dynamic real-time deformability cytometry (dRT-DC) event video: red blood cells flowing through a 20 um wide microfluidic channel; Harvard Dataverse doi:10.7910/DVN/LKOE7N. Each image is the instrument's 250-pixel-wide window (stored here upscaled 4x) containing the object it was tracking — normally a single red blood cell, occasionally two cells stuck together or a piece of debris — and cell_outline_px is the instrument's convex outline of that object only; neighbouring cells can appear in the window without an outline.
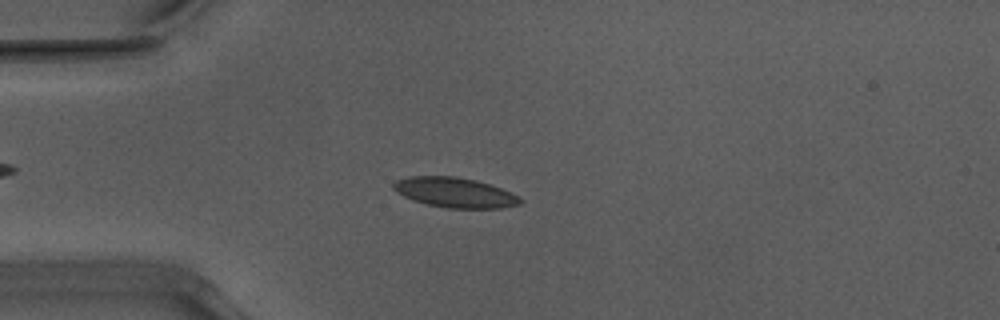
{"species": "Egyptian fruit bat (a non-hibernating species)", "species_latin": "Rousettus aegyptiacus", "temperature_condition": "warm", "stored_images_in_passage": 52, "camera_frame_rate_fps": 3000, "um_per_image_px": 0.085, "animal": {"sex": "male"}, "frame": {"image": 1, "passage_image": 14, "time_ms": 4.333, "image_size_px": [1000, 320], "cell_outline_px": [[524, 200], [520, 204], [500, 208], [448, 208], [428, 204], [412, 200], [396, 192], [392, 188], [392, 184], [396, 180], [408, 176], [456, 176], [476, 180], [500, 188]], "centroid_in_image_um": [38.61, 16.36], "position_along_channel_um": 46.4, "area_um2": 22.02}}
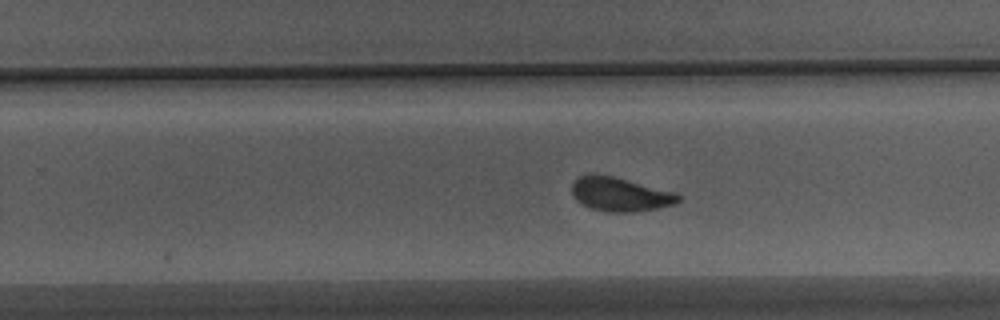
{"frame": {"image": 2, "passage_image": 33, "time_ms": 10.667, "image_size_px": [1000, 320], "cell_outline_px": [[680, 200], [672, 204], [660, 208], [632, 212], [608, 212], [592, 208], [576, 200], [572, 192], [572, 184], [580, 176], [592, 172], [612, 176], [676, 192], [680, 196]], "centroid_in_image_um": [52.7, 16.5], "position_along_channel_um": 277.1, "area_um2": 20.98}}
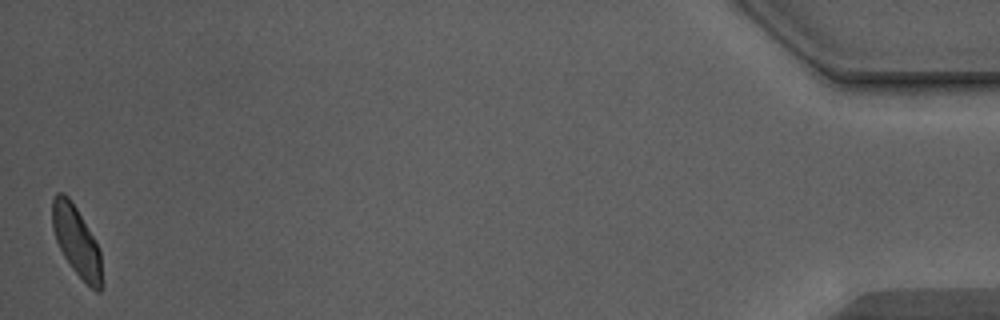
{"frame": {"image": 3, "passage_image": 52, "time_ms": 17.0, "image_size_px": [1000, 320], "cell_outline_px": [[100, 292], [96, 292], [72, 268], [64, 256], [56, 240], [52, 228], [52, 200], [56, 192], [64, 192], [68, 196], [76, 208], [100, 248]], "centroid_in_image_um": [6.46, 20.43], "position_along_channel_um": 428.7, "area_um2": 19.65}, "authors_computed_cell_mechanics": {"area_um2": 20.9814, "velocity_mm_per_s": 3.9321, "shape_relaxation_time_tau1_ms": 3.5517, "shape_relaxation_time_tau2_ms": 1.3035, "deformation_change_tau1": 0.1033, "deformation_change_tau2": 0.056}}